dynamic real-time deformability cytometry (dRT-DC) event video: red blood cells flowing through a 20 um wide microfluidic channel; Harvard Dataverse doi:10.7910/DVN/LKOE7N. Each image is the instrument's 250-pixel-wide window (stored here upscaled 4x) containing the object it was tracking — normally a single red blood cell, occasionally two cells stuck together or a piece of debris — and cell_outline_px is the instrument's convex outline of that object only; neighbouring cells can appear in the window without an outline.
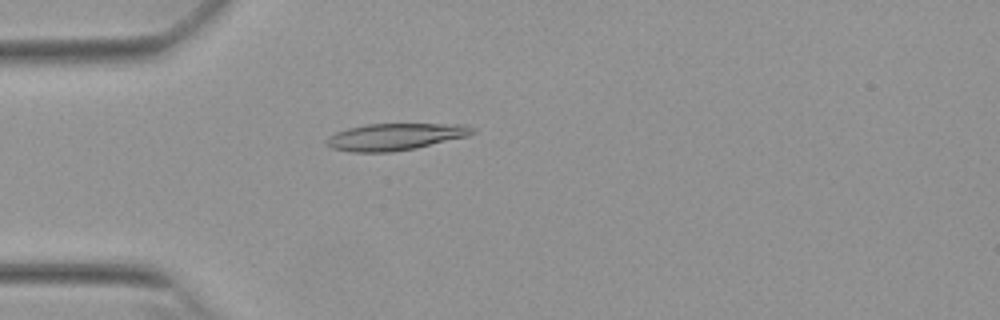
{"species": "Egyptian fruit bat (a non-hibernating species)", "species_latin": "Rousettus aegyptiacus", "temperature_condition": "warm", "stored_images_in_passage": 53, "camera_frame_rate_fps": 3000, "um_per_image_px": 0.085, "animal": {"sex": "female"}, "frame": {"image": 1, "passage_image": 15, "time_ms": 4.667, "image_size_px": [1000, 320], "cell_outline_px": [[476, 132], [468, 136], [416, 148], [392, 152], [352, 152], [332, 148], [324, 144], [324, 140], [328, 136], [336, 132], [348, 128], [368, 124], [464, 124], [476, 128]], "centroid_in_image_um": [33.59, 11.62], "position_along_channel_um": 51.4, "area_um2": 23.0}}
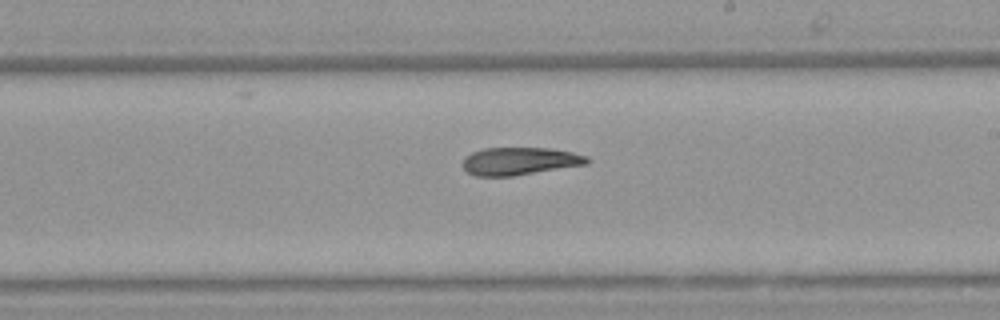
{"frame": {"image": 2, "passage_image": 31, "time_ms": 10.0, "image_size_px": [1000, 320], "cell_outline_px": [[592, 160], [588, 164], [512, 176], [476, 176], [468, 172], [464, 168], [464, 156], [472, 152], [484, 148], [552, 148], [572, 152], [588, 156]], "centroid_in_image_um": [44.21, 13.69], "position_along_channel_um": 244.8, "area_um2": 20.11}}
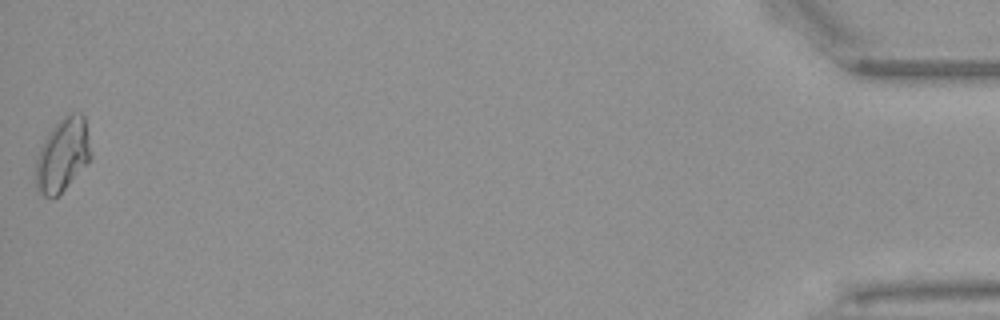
{"frame": {"image": 3, "passage_image": 53, "time_ms": 17.333, "image_size_px": [1000, 320], "cell_outline_px": [[92, 156], [60, 196], [52, 200], [44, 196], [36, 188], [36, 160], [40, 148], [48, 132], [64, 116], [72, 112], [80, 112], [84, 116]], "centroid_in_image_um": [5.31, 13.2], "position_along_channel_um": 429.9, "area_um2": 23.58}, "authors_computed_cell_mechanics": {"area_um2": 20.9236, "velocity_mm_per_s": 3.8456, "shape_relaxation_time_tau1_ms": null, "shape_relaxation_time_tau2_ms": 4.4202, "deformation_change_tau1": null, "deformation_change_tau2": 0.1201}}